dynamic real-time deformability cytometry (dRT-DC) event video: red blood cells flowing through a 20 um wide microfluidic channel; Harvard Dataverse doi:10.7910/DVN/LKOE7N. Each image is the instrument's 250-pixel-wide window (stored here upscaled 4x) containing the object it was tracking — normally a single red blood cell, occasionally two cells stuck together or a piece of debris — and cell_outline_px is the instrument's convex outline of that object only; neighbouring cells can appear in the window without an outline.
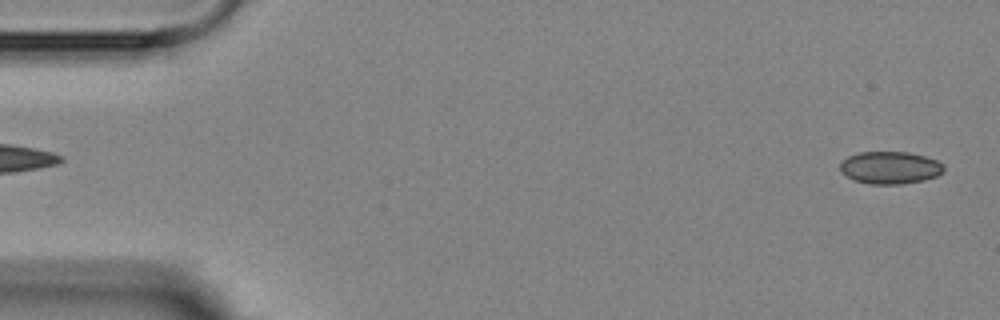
{"species": "Egyptian fruit bat (a non-hibernating species)", "species_latin": "Rousettus aegyptiacus", "temperature_condition": "room temperature", "stored_images_in_passage": 5, "segment_of_instrument_passage": [2, 2], "camera_frame_rate_fps": 3000, "um_per_image_px": 0.085, "animal": {"sex": "female"}, "frame": {"image": 1, "passage_image": 5, "time_ms": 5.667, "image_size_px": [1000, 320], "cell_outline_px": [[944, 172], [936, 176], [924, 180], [900, 184], [872, 184], [856, 180], [840, 172], [840, 164], [848, 156], [860, 152], [908, 152], [924, 156], [936, 160], [944, 164]], "centroid_in_image_um": [75.68, 14.25], "position_along_channel_um": 9.3, "area_um2": 19.48}}